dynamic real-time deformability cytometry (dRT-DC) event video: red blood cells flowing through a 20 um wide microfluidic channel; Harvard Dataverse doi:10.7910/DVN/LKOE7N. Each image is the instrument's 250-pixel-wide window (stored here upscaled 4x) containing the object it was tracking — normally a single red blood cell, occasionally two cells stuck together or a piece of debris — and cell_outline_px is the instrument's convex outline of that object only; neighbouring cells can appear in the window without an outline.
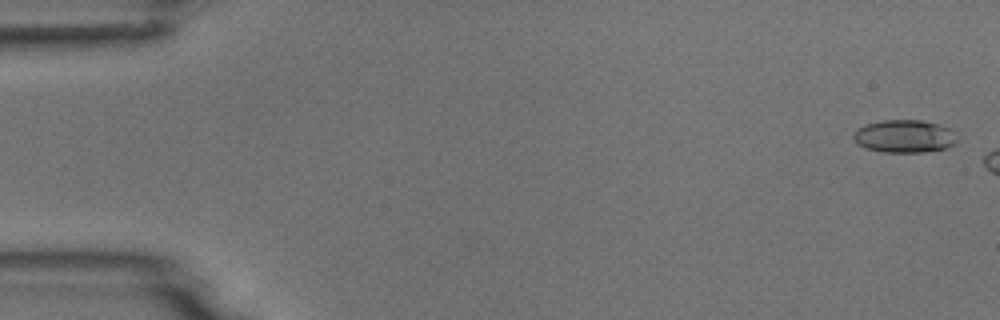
{"species": "common noctule bat (a hibernating species)", "species_latin": "Nyctalus noctula", "temperature_condition": "room temperature", "stored_images_in_passage": 3, "camera_frame_rate_fps": 3000, "um_per_image_px": 0.085, "animal": {"sex": "male", "body_mass_g": 18.8}, "frame": {"image": 1, "passage_image": 1, "time_ms": 0.0, "image_size_px": [1000, 320], "cell_outline_px": [[956, 144], [944, 148], [924, 152], [884, 152], [868, 148], [856, 144], [852, 140], [852, 136], [860, 128], [868, 124], [884, 120], [920, 120], [940, 124], [948, 128], [956, 140]], "centroid_in_image_um": [76.85, 11.59], "position_along_channel_um": 8.1, "area_um2": 19.48}}